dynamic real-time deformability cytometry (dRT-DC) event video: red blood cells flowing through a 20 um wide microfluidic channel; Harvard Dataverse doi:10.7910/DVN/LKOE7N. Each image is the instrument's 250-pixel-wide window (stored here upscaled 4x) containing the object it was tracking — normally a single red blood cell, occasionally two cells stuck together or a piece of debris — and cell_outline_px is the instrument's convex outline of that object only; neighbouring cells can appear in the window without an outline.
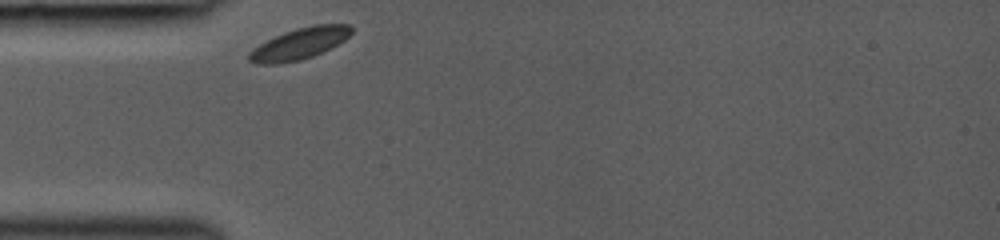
{"species": "common noctule bat (a hibernating species)", "species_latin": "Nyctalus noctula", "temperature_condition": "room temperature", "stored_images_in_passage": 2, "camera_frame_rate_fps": 3000, "um_per_image_px": 0.085, "animal": {"sex": "female", "body_mass_g": 19.0, "forearm_length_mm": 53.3}, "frame": {"image": 1, "passage_image": 1, "time_ms": 0.0, "image_size_px": [1000, 240], "cell_outline_px": [[352, 32], [344, 40], [312, 56], [300, 60], [276, 64], [260, 64], [248, 60], [248, 52], [252, 48], [284, 32], [296, 28], [312, 24], [348, 24], [352, 28]], "centroid_in_image_um": [25.43, 3.7], "position_along_channel_um": 59.6, "area_um2": 18.44}}
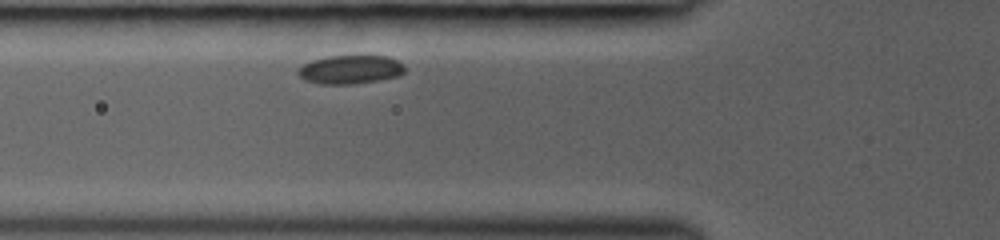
{"frame": {"image": 2, "passage_image": 2, "time_ms": 1.0, "image_size_px": [1000, 240], "cell_outline_px": [[404, 72], [396, 76], [376, 80], [352, 84], [320, 84], [304, 80], [296, 72], [304, 64], [312, 60], [328, 56], [388, 56], [404, 64]], "centroid_in_image_um": [29.75, 5.91], "position_along_channel_um": 96.0, "area_um2": 17.63}}